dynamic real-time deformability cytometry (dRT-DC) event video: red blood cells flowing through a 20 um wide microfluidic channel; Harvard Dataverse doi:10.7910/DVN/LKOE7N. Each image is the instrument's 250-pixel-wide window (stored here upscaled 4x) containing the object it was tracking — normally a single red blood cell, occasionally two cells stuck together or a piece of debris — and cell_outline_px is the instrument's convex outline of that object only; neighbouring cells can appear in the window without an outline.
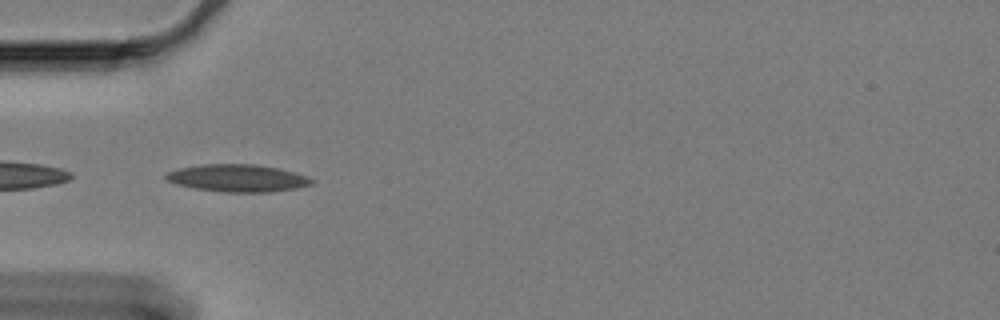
{"species": "Egyptian fruit bat (a non-hibernating species)", "species_latin": "Rousettus aegyptiacus", "temperature_condition": "cold", "stored_images_in_passage": 16, "camera_frame_rate_fps": 3000, "um_per_image_px": 0.085, "animal": {"sex": "female"}, "frame": {"image": 1, "passage_image": 1, "time_ms": 0.0, "image_size_px": [1000, 320], "cell_outline_px": [[316, 180], [312, 184], [296, 188], [272, 192], [224, 192], [196, 188], [176, 184], [168, 180], [164, 176], [168, 172], [180, 168], [204, 164], [256, 164], [280, 168], [308, 176]], "centroid_in_image_um": [20.26, 15.13], "position_along_channel_um": 64.7, "area_um2": 23.24}}
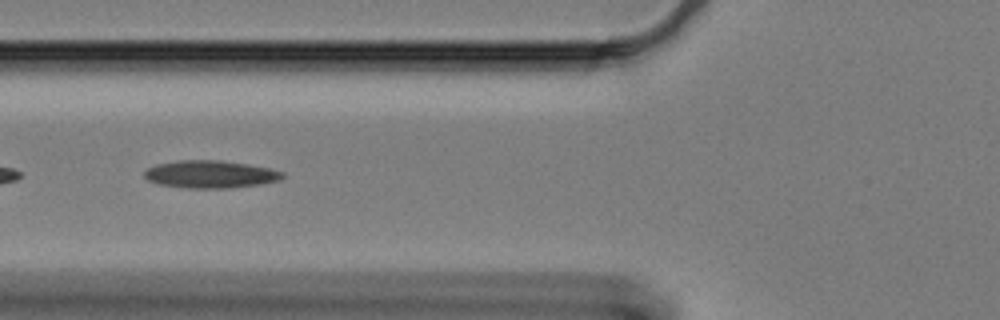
{"frame": {"image": 2, "passage_image": 5, "time_ms": 1.333, "image_size_px": [1000, 320], "cell_outline_px": [[284, 176], [280, 180], [260, 184], [232, 188], [188, 188], [160, 184], [148, 180], [144, 176], [144, 172], [148, 168], [156, 164], [180, 160], [220, 160], [248, 164], [268, 168], [284, 172]], "centroid_in_image_um": [17.89, 14.81], "position_along_channel_um": 107.9, "area_um2": 22.14}}
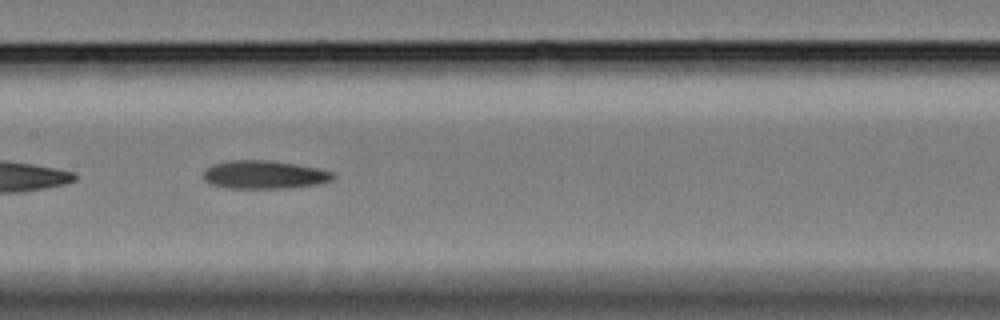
{"frame": {"image": 3, "passage_image": 12, "time_ms": 3.667, "image_size_px": [1000, 320], "cell_outline_px": [[332, 180], [316, 184], [284, 188], [228, 188], [212, 184], [204, 180], [204, 172], [212, 164], [232, 160], [268, 160], [296, 164], [316, 168], [332, 172]], "centroid_in_image_um": [22.42, 14.84], "position_along_channel_um": 185.0, "area_um2": 20.98}}